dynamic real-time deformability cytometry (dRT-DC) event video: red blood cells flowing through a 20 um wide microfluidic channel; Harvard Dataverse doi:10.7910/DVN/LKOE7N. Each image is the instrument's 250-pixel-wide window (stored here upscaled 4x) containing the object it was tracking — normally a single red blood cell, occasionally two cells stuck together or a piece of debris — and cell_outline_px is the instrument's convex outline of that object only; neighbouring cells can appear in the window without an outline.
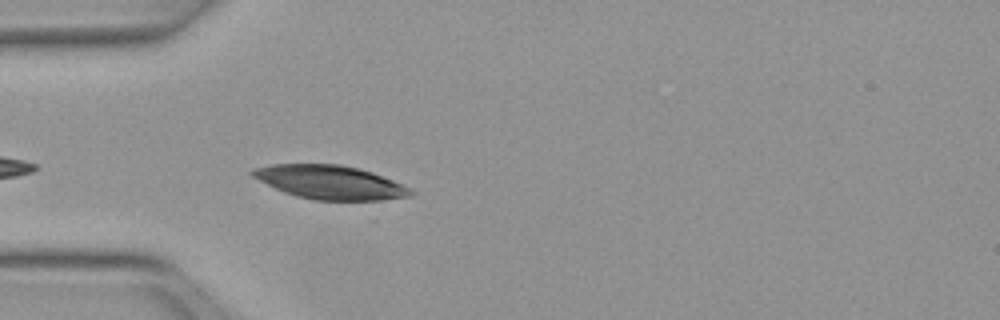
{"species": "Egyptian fruit bat (a non-hibernating species)", "species_latin": "Rousettus aegyptiacus", "temperature_condition": "warm", "stored_images_in_passage": 16, "camera_frame_rate_fps": 3000, "um_per_image_px": 0.085, "animal": {"sex": "female"}, "frame": {"image": 1, "passage_image": 3, "time_ms": 0.667, "image_size_px": [1000, 320], "cell_outline_px": [[416, 192], [412, 196], [376, 204], [368, 204], [312, 200], [296, 196], [284, 192], [252, 176], [248, 172], [252, 168], [272, 164], [340, 164], [360, 168], [372, 172], [392, 180]], "centroid_in_image_um": [28.18, 15.56], "position_along_channel_um": 56.8, "area_um2": 32.54}}